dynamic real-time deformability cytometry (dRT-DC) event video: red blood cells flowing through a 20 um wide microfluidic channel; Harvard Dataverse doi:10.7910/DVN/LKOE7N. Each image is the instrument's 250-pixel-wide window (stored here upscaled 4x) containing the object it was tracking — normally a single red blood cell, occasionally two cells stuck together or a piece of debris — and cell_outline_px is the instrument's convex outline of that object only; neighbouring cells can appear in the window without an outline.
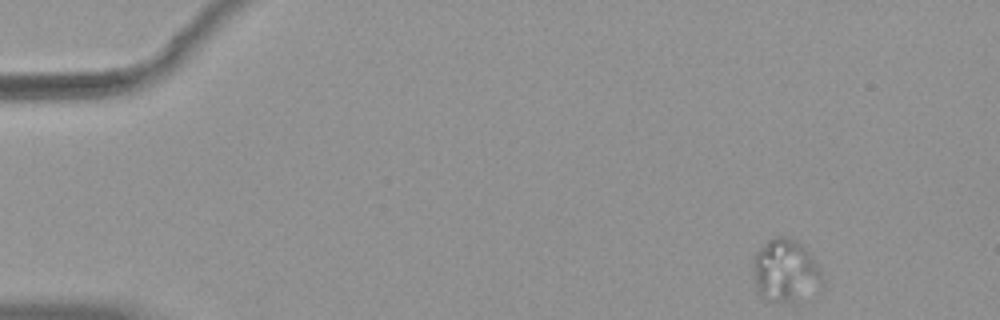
{"species": "common noctule bat (a hibernating species)", "species_latin": "Nyctalus noctula", "temperature_condition": "warm", "stored_images_in_passage": 50, "camera_frame_rate_fps": 3000, "um_per_image_px": 0.085, "animal": {"sex": "female", "body_mass_g": 19.9}, "frame": {"image": 1, "passage_image": 1, "time_ms": 0.0, "image_size_px": [1000, 320], "cell_outline_px": [[820, 292], [792, 300], [768, 300], [760, 292], [756, 284], [752, 268], [752, 260], [756, 252], [772, 236], [784, 236], [796, 240], [812, 256], [820, 272]], "centroid_in_image_um": [66.75, 22.96], "position_along_channel_um": 18.3, "area_um2": 24.68}}
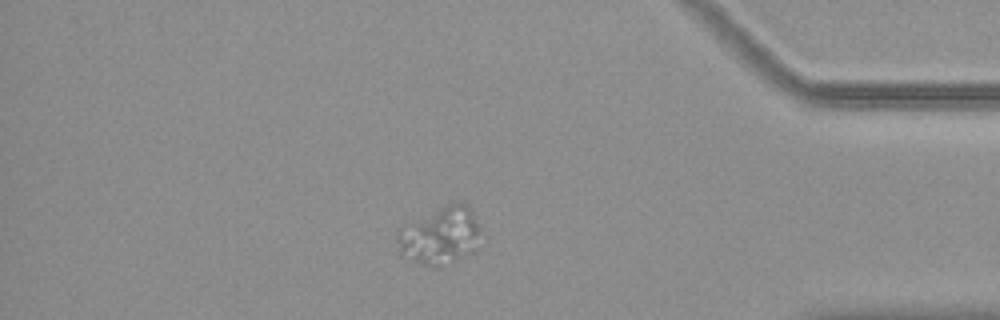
{"frame": {"image": 2, "passage_image": 43, "time_ms": 14.0, "image_size_px": [1000, 320], "cell_outline_px": [[480, 232], [472, 252], [436, 268], [432, 268], [412, 260], [400, 252], [396, 240], [396, 228], [400, 224], [452, 200], [464, 204], [472, 212], [480, 228]], "centroid_in_image_um": [37.31, 19.97], "position_along_channel_um": 397.9, "area_um2": 28.38}}
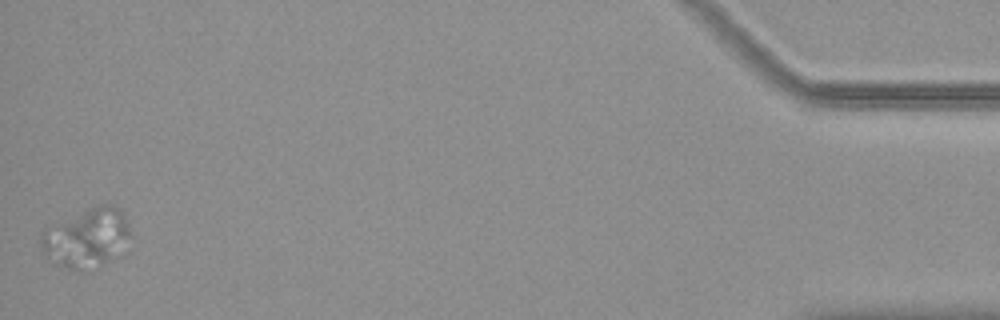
{"frame": {"image": 3, "passage_image": 50, "time_ms": 16.333, "image_size_px": [1000, 320], "cell_outline_px": [[132, 236], [112, 256], [100, 264], [80, 272], [76, 272], [56, 264], [48, 260], [40, 252], [40, 232], [44, 228], [92, 208], [104, 204], [112, 204], [120, 208], [124, 212], [132, 232]], "centroid_in_image_um": [7.31, 20.23], "position_along_channel_um": 427.9, "area_um2": 30.63}}